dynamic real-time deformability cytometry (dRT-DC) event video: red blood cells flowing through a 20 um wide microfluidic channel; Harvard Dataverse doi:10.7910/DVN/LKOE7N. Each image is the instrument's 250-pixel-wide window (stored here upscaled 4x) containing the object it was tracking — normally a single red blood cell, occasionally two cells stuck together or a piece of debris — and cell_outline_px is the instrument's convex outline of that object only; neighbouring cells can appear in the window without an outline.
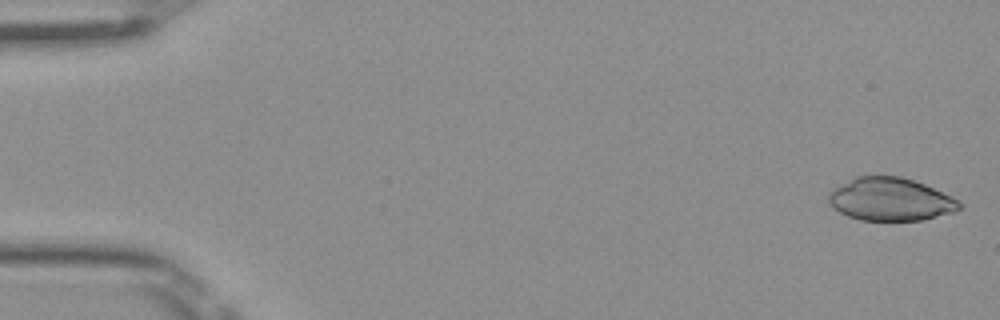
{"species": "Egyptian fruit bat (a non-hibernating species)", "species_latin": "Rousettus aegyptiacus", "temperature_condition": "room temperature", "stored_images_in_passage": 50, "camera_frame_rate_fps": 3000, "um_per_image_px": 0.085, "frame": {"image": 1, "passage_image": 1, "time_ms": 0.0, "image_size_px": [1000, 320], "cell_outline_px": [[964, 204], [956, 212], [920, 220], [860, 220], [848, 216], [840, 212], [828, 200], [828, 192], [832, 188], [856, 176], [872, 172], [900, 176], [924, 184], [952, 196], [960, 200]], "centroid_in_image_um": [75.69, 16.9], "position_along_channel_um": 9.3, "area_um2": 33.41}}
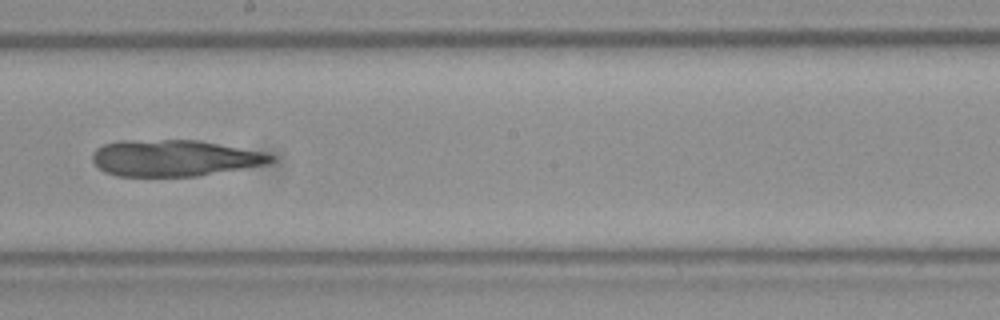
{"frame": {"image": 2, "passage_image": 28, "time_ms": 9.0, "image_size_px": [1000, 320], "cell_outline_px": [[276, 160], [268, 164], [196, 176], [116, 176], [104, 172], [92, 160], [92, 152], [96, 148], [104, 144], [116, 140], [200, 140], [264, 152], [276, 156]], "centroid_in_image_um": [14.82, 13.42], "position_along_channel_um": 233.4, "area_um2": 38.09}}
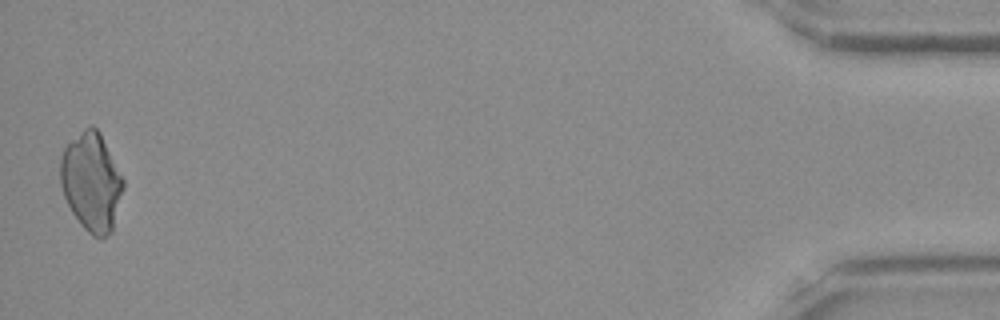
{"frame": {"image": 3, "passage_image": 49, "time_ms": 16.0, "image_size_px": [1000, 320], "cell_outline_px": [[124, 188], [112, 232], [104, 240], [100, 240], [92, 236], [80, 224], [72, 212], [64, 196], [60, 184], [60, 160], [64, 148], [84, 128], [92, 124], [100, 132], [124, 180]], "centroid_in_image_um": [7.78, 15.5], "position_along_channel_um": 427.4, "area_um2": 36.24}}